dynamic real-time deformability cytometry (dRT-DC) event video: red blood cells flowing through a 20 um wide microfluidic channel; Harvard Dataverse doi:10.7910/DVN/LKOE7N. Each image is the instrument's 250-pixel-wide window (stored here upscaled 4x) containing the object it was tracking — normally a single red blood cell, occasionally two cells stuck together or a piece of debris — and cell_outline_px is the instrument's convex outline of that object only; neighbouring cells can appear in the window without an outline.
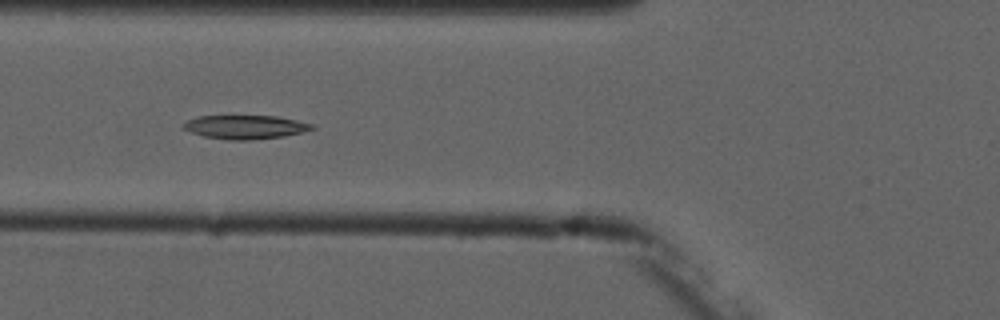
{"species": "common noctule bat (a hibernating species)", "species_latin": "Nyctalus noctula", "temperature_condition": "cold", "stored_images_in_passage": 6, "camera_frame_rate_fps": 3000, "um_per_image_px": 0.085, "animal": {"sex": "male", "forearm_length_mm": 52.5}, "frame": {"image": 1, "passage_image": 6, "time_ms": 6.0, "image_size_px": [1000, 320], "cell_outline_px": [[316, 128], [304, 132], [284, 136], [252, 140], [228, 140], [204, 136], [180, 128], [180, 124], [188, 120], [200, 116], [276, 116], [316, 124]], "centroid_in_image_um": [20.87, 10.8], "position_along_channel_um": 104.9, "area_um2": 17.98}}